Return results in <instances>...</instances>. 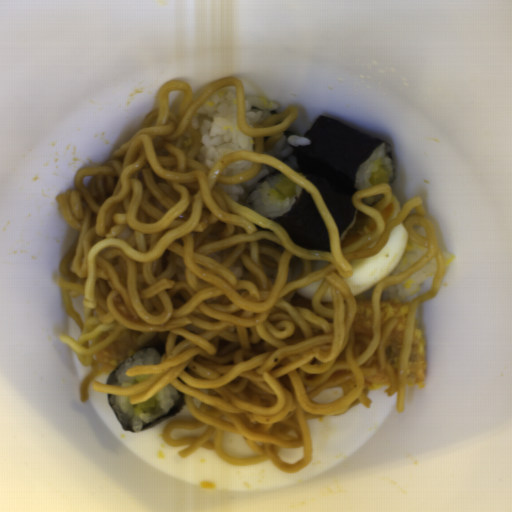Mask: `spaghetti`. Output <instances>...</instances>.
<instances>
[{"mask_svg": "<svg viewBox=\"0 0 512 512\" xmlns=\"http://www.w3.org/2000/svg\"><path fill=\"white\" fill-rule=\"evenodd\" d=\"M230 86L237 87L238 126L253 137L255 151L228 153L210 170L196 157L199 135L190 122L208 96ZM245 100L237 78L210 84L197 99L191 84L170 80L137 133L105 165L78 170L74 188L57 194L58 209L76 236L56 282L80 329L77 340L66 333L60 339L90 368L79 386L80 401L88 399L90 384L103 394L128 397L131 405L171 385L183 393L194 418L173 419L162 430L169 446H187L180 457L205 448L232 466L269 461L292 474L313 459L308 421L340 416L359 404L370 409V383L379 370L389 379L388 397L397 393L396 412H403L417 308L438 295L446 265L420 196L384 224L382 213L393 200L387 182L353 195L355 213L340 235L316 186L267 154L299 118L297 108L249 126ZM244 159L253 162L250 170L221 175L226 165ZM263 165L276 171L260 181L282 173L310 194L328 229L330 253L295 245L282 226L217 185L243 183ZM401 223L408 239L427 252L400 275L353 296L343 280L352 276L350 261L377 255ZM431 258L437 261L434 276L402 300L410 307L394 375L384 343L396 318L381 332V291ZM322 278L311 300L296 293ZM363 298H371L372 340L352 333L356 299ZM129 328L143 333L146 346H163L166 355L158 365L127 369L129 376L150 375L144 381L108 385L95 354ZM336 387L344 396L312 401ZM201 426L206 430L196 438L169 435L173 428ZM223 432L239 434L255 456H226ZM281 447H303L304 458L284 463L277 456Z\"/></svg>", "mask_w": 512, "mask_h": 512, "instance_id": "spaghetti-1", "label": "spaghetti"}]
</instances>
